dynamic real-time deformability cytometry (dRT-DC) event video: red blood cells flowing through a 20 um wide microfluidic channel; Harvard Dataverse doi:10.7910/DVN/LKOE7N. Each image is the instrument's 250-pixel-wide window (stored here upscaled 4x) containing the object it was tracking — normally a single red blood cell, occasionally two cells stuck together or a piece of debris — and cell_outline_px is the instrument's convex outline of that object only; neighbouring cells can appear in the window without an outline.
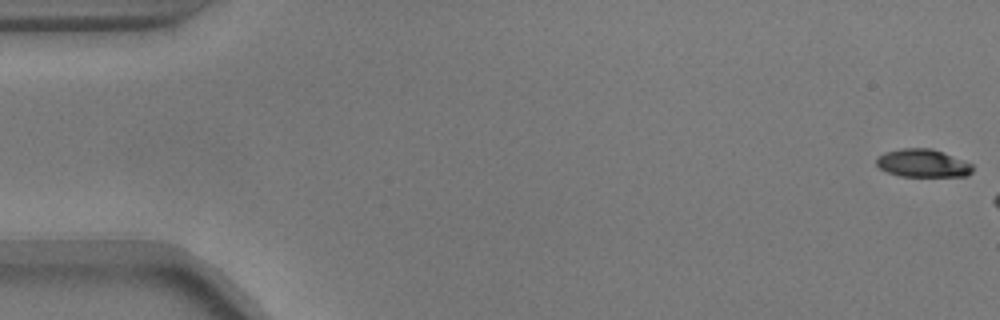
{"species": "common noctule bat (a hibernating species)", "species_latin": "Nyctalus noctula", "temperature_condition": "warm", "stored_images_in_passage": 7, "camera_frame_rate_fps": 3000, "um_per_image_px": 0.085, "animal": {"sex": "male", "body_mass_g": 17.9}, "frame": {"image": 1, "passage_image": 1, "time_ms": 0.0, "image_size_px": [1000, 320], "cell_outline_px": [[972, 172], [968, 176], [900, 176], [888, 172], [880, 168], [876, 164], [876, 160], [884, 152], [904, 148], [932, 148], [972, 164]], "centroid_in_image_um": [78.43, 13.87], "position_along_channel_um": 6.6, "area_um2": 15.49}}